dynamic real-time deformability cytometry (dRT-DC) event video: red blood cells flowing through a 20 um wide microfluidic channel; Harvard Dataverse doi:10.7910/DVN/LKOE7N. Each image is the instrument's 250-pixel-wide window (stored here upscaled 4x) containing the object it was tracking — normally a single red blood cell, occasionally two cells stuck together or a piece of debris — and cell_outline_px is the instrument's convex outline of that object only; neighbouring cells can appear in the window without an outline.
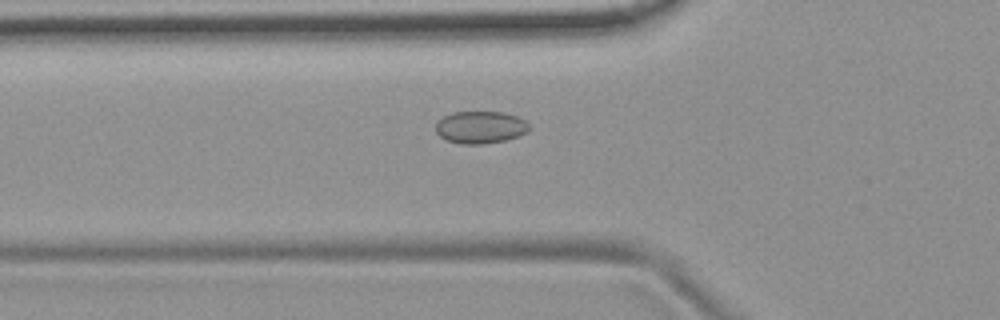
{"species": "common noctule bat (a hibernating species)", "species_latin": "Nyctalus noctula", "temperature_condition": "room temperature", "stored_images_in_passage": 19, "camera_frame_rate_fps": 3000, "um_per_image_px": 0.085, "animal": {"sex": "female", "body_mass_g": 19.9}, "frame": {"image": 1, "passage_image": 19, "time_ms": 6.0, "image_size_px": [1000, 320], "cell_outline_px": [[528, 128], [520, 136], [504, 140], [484, 144], [460, 144], [444, 140], [436, 132], [436, 124], [444, 116], [452, 112], [504, 112], [516, 116], [524, 120], [528, 124]], "centroid_in_image_um": [40.8, 10.82], "position_along_channel_um": 85.0, "area_um2": 17.51}}